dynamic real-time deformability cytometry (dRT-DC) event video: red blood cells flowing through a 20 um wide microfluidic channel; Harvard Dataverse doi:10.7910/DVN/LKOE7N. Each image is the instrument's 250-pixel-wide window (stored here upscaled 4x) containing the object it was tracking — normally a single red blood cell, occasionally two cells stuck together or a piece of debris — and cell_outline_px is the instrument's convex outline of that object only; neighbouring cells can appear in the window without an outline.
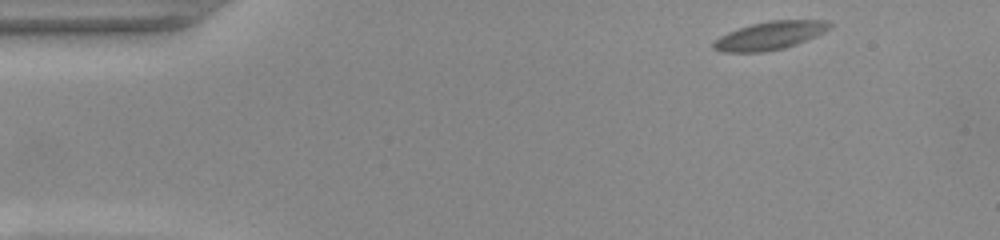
{"species": "common noctule bat (a hibernating species)", "species_latin": "Nyctalus noctula", "temperature_condition": "warm", "stored_images_in_passage": 48, "camera_frame_rate_fps": 3000, "um_per_image_px": 0.085, "animal": {"sex": "female", "body_mass_g": 22.0, "forearm_length_mm": 56.7}, "frame": {"image": 1, "passage_image": 1, "time_ms": 0.0, "image_size_px": [1000, 240], "cell_outline_px": [[832, 24], [828, 28], [816, 36], [796, 44], [784, 48], [764, 52], [720, 52], [712, 48], [712, 44], [720, 36], [728, 32], [752, 24], [768, 20], [828, 20]], "centroid_in_image_um": [65.42, 3.03], "position_along_channel_um": 19.6, "area_um2": 18.96}}
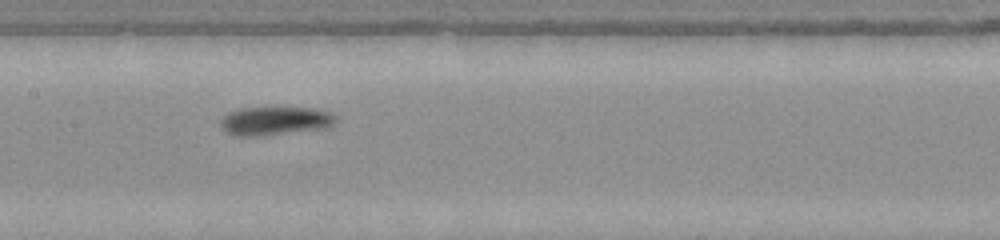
{"frame": {"image": 2, "passage_image": 21, "time_ms": 6.667, "image_size_px": [1000, 240], "cell_outline_px": [[336, 120], [328, 128], [264, 136], [232, 136], [224, 132], [220, 124], [220, 120], [228, 112], [240, 108], [312, 108], [332, 112], [336, 116]], "centroid_in_image_um": [23.36, 10.29], "position_along_channel_um": 184.0, "area_um2": 19.48}}
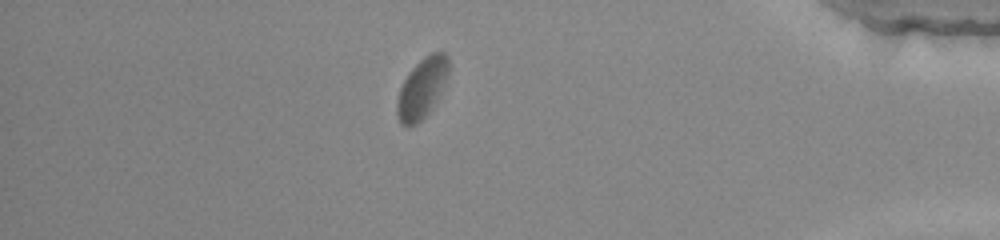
{"frame": {"image": 3, "passage_image": 41, "time_ms": 13.333, "image_size_px": [1000, 240], "cell_outline_px": [[448, 72], [444, 84], [432, 108], [416, 124], [408, 128], [400, 124], [396, 116], [396, 100], [400, 88], [408, 72], [424, 56], [432, 52], [444, 52], [448, 56]], "centroid_in_image_um": [35.82, 7.51], "position_along_channel_um": 399.4, "area_um2": 18.09}, "authors_computed_cell_mechanics": {"area_um2": 18.4671, "velocity_mm_per_s": 3.8253, "shape_relaxation_time_tau1_ms": null, "shape_relaxation_time_tau2_ms": 1.5252, "deformation_change_tau1": null, "deformation_change_tau2": 0.048}}